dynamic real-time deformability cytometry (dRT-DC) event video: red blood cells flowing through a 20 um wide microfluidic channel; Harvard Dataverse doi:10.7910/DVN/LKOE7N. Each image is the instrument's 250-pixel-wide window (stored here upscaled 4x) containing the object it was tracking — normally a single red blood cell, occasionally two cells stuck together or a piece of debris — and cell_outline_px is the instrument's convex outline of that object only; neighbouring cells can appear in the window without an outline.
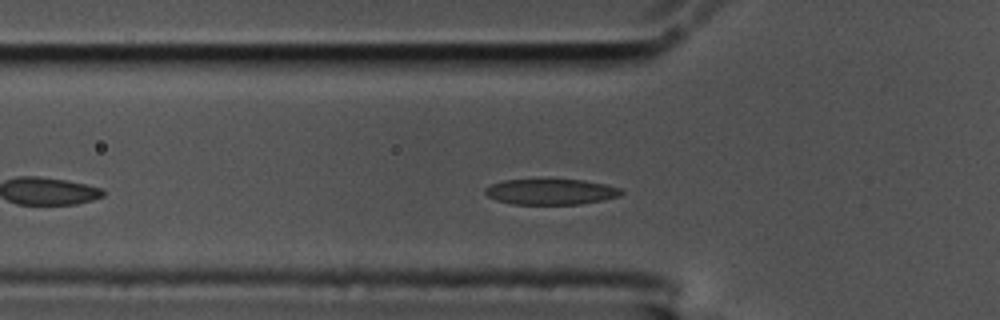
{"species": "common noctule bat (a hibernating species)", "species_latin": "Nyctalus noctula", "temperature_condition": "cold", "stored_images_in_passage": 28, "camera_frame_rate_fps": 3000, "um_per_image_px": 0.085, "animal": {"sex": "male", "body_mass_g": 17.5, "forearm_length_mm": 52.3}, "frame": {"image": 1, "passage_image": 9, "time_ms": 2.667, "image_size_px": [1000, 320], "cell_outline_px": [[624, 192], [620, 196], [580, 204], [512, 204], [496, 200], [488, 196], [484, 192], [484, 188], [492, 184], [504, 180], [584, 180], [604, 184], [620, 188]], "centroid_in_image_um": [46.81, 16.3], "position_along_channel_um": 79.0, "area_um2": 20.17}}
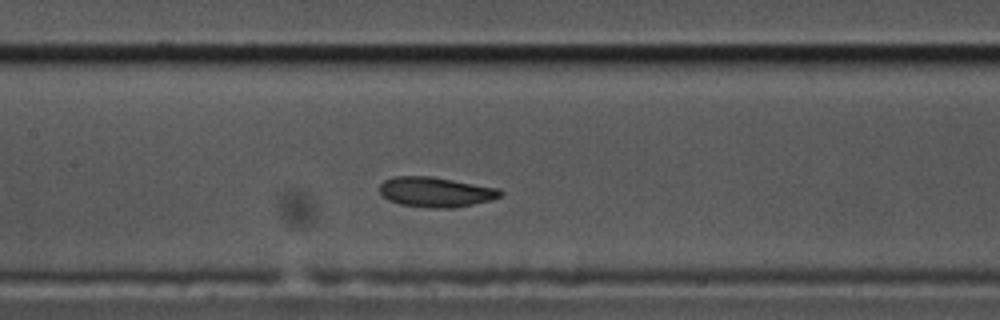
{"frame": {"image": 2, "passage_image": 17, "time_ms": 5.333, "image_size_px": [1000, 320], "cell_outline_px": [[504, 192], [500, 196], [492, 200], [452, 208], [428, 208], [400, 204], [388, 200], [380, 192], [380, 184], [384, 180], [392, 176], [432, 176], [496, 188]], "centroid_in_image_um": [37.0, 16.32], "position_along_channel_um": 170.4, "area_um2": 21.04}}
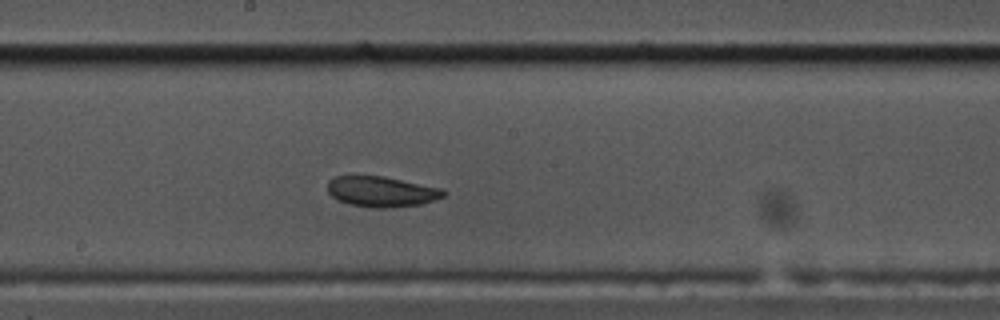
{"frame": {"image": 3, "passage_image": 21, "time_ms": 6.667, "image_size_px": [1000, 320], "cell_outline_px": [[448, 192], [444, 196], [420, 204], [388, 208], [372, 208], [348, 204], [336, 200], [328, 192], [328, 180], [332, 176], [384, 176], [444, 188]], "centroid_in_image_um": [32.42, 16.28], "position_along_channel_um": 215.8, "area_um2": 20.87}}